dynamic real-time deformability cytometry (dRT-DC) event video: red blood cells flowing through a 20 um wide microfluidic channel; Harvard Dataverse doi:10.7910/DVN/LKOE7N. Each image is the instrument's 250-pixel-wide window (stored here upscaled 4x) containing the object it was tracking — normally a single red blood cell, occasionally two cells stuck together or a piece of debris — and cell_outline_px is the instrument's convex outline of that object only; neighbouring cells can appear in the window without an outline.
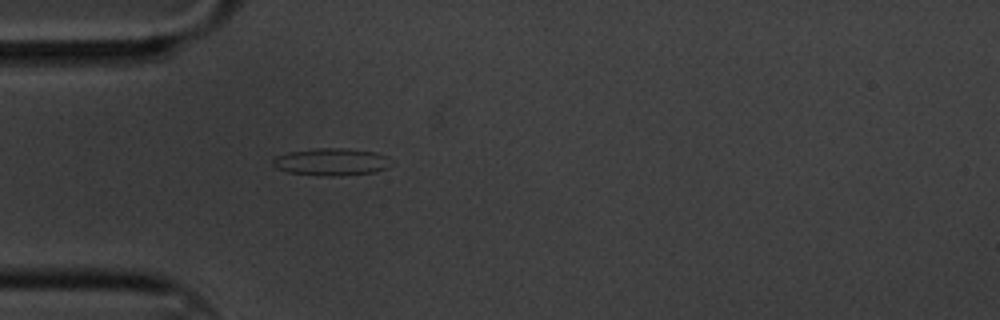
{"species": "common noctule bat (a hibernating species)", "species_latin": "Nyctalus noctula", "temperature_condition": "cold", "stored_images_in_passage": 3, "camera_frame_rate_fps": 3000, "um_per_image_px": 0.085, "animal": {"sex": "male", "body_mass_g": 20.1, "forearm_length_mm": 53.5}, "frame": {"image": 1, "passage_image": 3, "time_ms": 0.667, "image_size_px": [1000, 320], "cell_outline_px": [[392, 164], [388, 168], [376, 172], [340, 176], [332, 176], [288, 172], [276, 168], [272, 164], [272, 160], [276, 156], [288, 152], [316, 148], [348, 148], [376, 152], [388, 156]], "centroid_in_image_um": [28.21, 13.75], "position_along_channel_um": 56.8, "area_um2": 19.02}}